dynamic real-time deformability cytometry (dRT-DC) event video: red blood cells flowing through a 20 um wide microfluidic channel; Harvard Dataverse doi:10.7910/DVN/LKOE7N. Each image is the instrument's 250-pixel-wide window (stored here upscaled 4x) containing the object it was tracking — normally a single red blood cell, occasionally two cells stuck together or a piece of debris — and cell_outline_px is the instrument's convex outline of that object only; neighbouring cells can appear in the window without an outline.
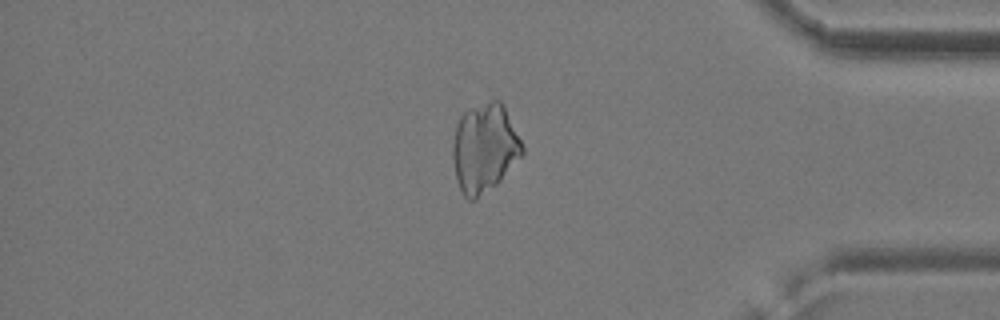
{"species": "common noctule bat (a hibernating species)", "species_latin": "Nyctalus noctula", "temperature_condition": "cold", "stored_images_in_passage": 48, "camera_frame_rate_fps": 3000, "um_per_image_px": 0.085, "animal": {"sex": "female", "body_mass_g": 24.6, "forearm_length_mm": 56.2}, "frame": {"image": 1, "passage_image": 40, "time_ms": 13.0, "image_size_px": [1000, 320], "cell_outline_px": [[524, 152], [500, 180], [496, 184], [476, 200], [468, 200], [464, 196], [456, 180], [452, 156], [452, 144], [456, 124], [460, 116], [468, 108], [492, 100], [500, 100], [504, 104], [524, 148]], "centroid_in_image_um": [41.15, 12.57], "position_along_channel_um": 394.0, "area_um2": 36.01}}